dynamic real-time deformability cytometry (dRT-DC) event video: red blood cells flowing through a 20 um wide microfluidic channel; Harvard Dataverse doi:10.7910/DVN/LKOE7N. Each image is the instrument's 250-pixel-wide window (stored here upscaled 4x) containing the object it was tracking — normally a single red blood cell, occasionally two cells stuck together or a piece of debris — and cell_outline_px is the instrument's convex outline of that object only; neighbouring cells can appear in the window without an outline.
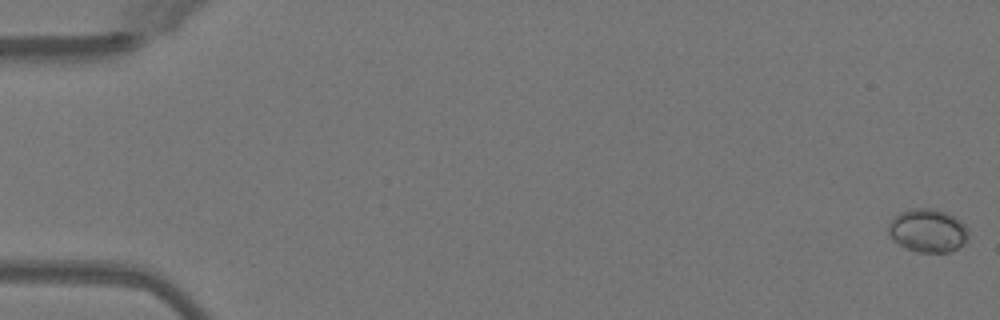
{"species": "Egyptian fruit bat (a non-hibernating species)", "species_latin": "Rousettus aegyptiacus", "temperature_condition": "warm", "stored_images_in_passage": 51, "camera_frame_rate_fps": 3000, "um_per_image_px": 0.085, "animal": {"sex": "female"}, "frame": {"image": 1, "passage_image": 1, "time_ms": 0.0, "image_size_px": [1000, 320], "cell_outline_px": [[968, 240], [964, 244], [948, 252], [916, 252], [900, 244], [888, 232], [888, 224], [900, 212], [912, 208], [936, 208], [948, 212], [956, 216], [968, 228]], "centroid_in_image_um": [78.92, 19.57], "position_along_channel_um": 6.1, "area_um2": 20.23}}
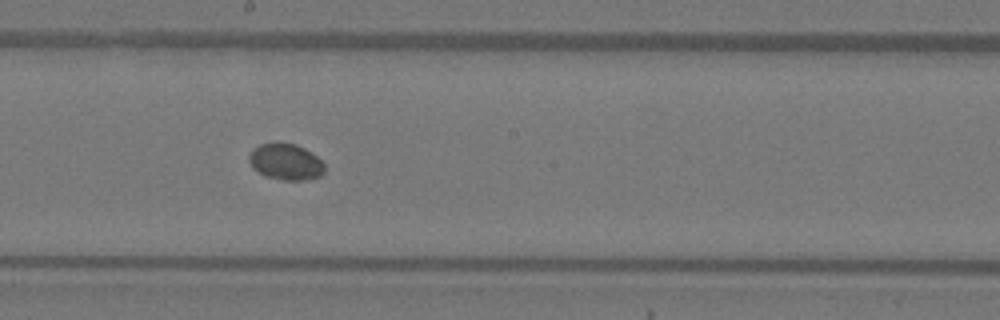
{"frame": {"image": 2, "passage_image": 29, "time_ms": 9.333, "image_size_px": [1000, 320], "cell_outline_px": [[324, 172], [320, 176], [304, 180], [280, 180], [264, 176], [252, 168], [248, 160], [248, 156], [252, 148], [260, 144], [276, 140], [280, 140], [296, 144], [312, 152], [324, 164]], "centroid_in_image_um": [24.24, 13.72], "position_along_channel_um": 224.0, "area_um2": 16.53}}
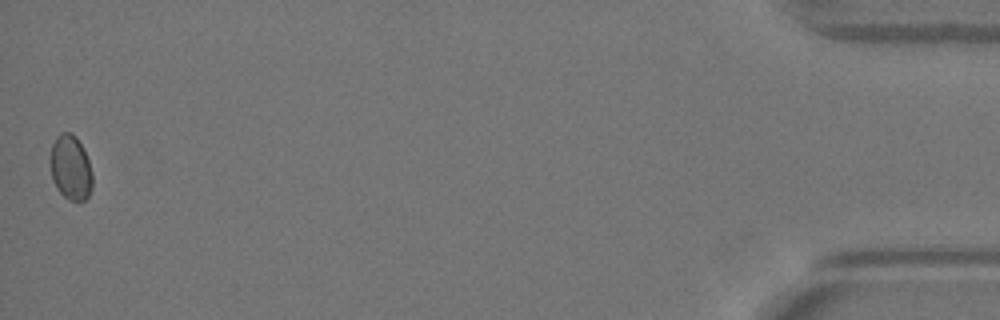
{"frame": {"image": 3, "passage_image": 51, "time_ms": 16.667, "image_size_px": [1000, 320], "cell_outline_px": [[92, 188], [88, 196], [80, 204], [68, 200], [56, 188], [52, 180], [52, 144], [56, 136], [60, 132], [72, 132], [76, 136], [88, 160], [92, 172]], "centroid_in_image_um": [6.02, 14.29], "position_along_channel_um": 429.2, "area_um2": 15.9}}